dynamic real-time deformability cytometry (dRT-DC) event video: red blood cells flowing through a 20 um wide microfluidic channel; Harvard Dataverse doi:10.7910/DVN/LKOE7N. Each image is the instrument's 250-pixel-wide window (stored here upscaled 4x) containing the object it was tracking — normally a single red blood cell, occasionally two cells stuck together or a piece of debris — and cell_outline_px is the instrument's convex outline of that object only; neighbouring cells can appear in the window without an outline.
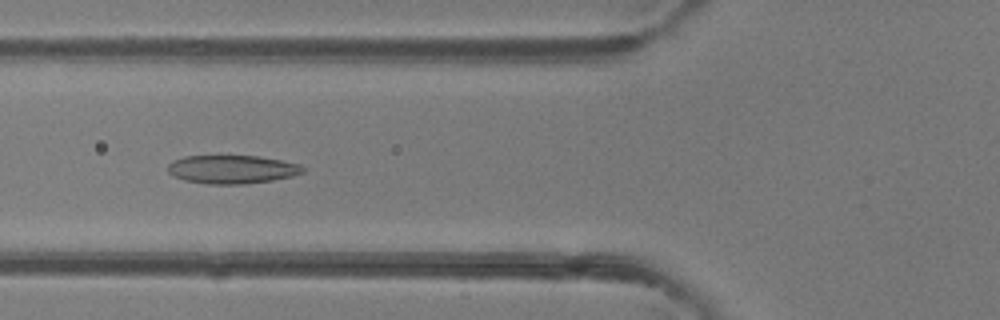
{"species": "common noctule bat (a hibernating species)", "species_latin": "Nyctalus noctula", "temperature_condition": "room temperature", "stored_images_in_passage": 13, "camera_frame_rate_fps": 3000, "um_per_image_px": 0.085, "animal": {"sex": "female"}, "frame": {"image": 1, "passage_image": 4, "time_ms": 1.0, "image_size_px": [1000, 320], "cell_outline_px": [[304, 172], [292, 176], [272, 180], [244, 184], [208, 184], [184, 180], [172, 176], [168, 172], [168, 164], [172, 160], [184, 156], [260, 156], [300, 164], [304, 168]], "centroid_in_image_um": [19.69, 14.39], "position_along_channel_um": 106.1, "area_um2": 22.43}}
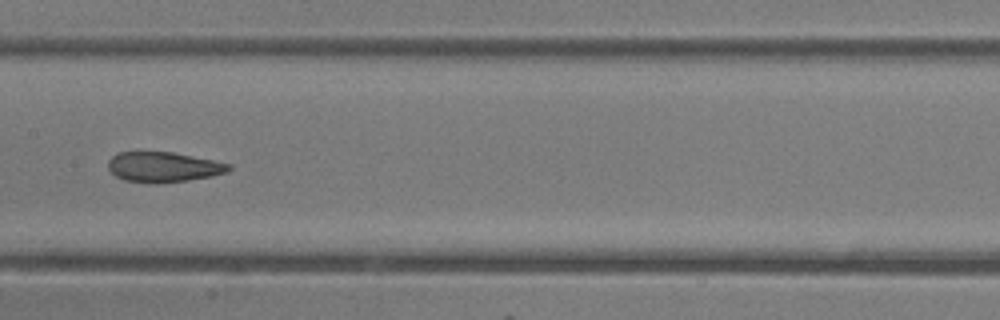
{"frame": {"image": 2, "passage_image": 10, "time_ms": 3.0, "image_size_px": [1000, 320], "cell_outline_px": [[232, 168], [228, 172], [212, 176], [188, 180], [156, 184], [148, 184], [124, 180], [116, 176], [108, 168], [108, 160], [112, 156], [120, 152], [172, 152], [232, 164]], "centroid_in_image_um": [13.89, 14.21], "position_along_channel_um": 193.5, "area_um2": 21.33}}